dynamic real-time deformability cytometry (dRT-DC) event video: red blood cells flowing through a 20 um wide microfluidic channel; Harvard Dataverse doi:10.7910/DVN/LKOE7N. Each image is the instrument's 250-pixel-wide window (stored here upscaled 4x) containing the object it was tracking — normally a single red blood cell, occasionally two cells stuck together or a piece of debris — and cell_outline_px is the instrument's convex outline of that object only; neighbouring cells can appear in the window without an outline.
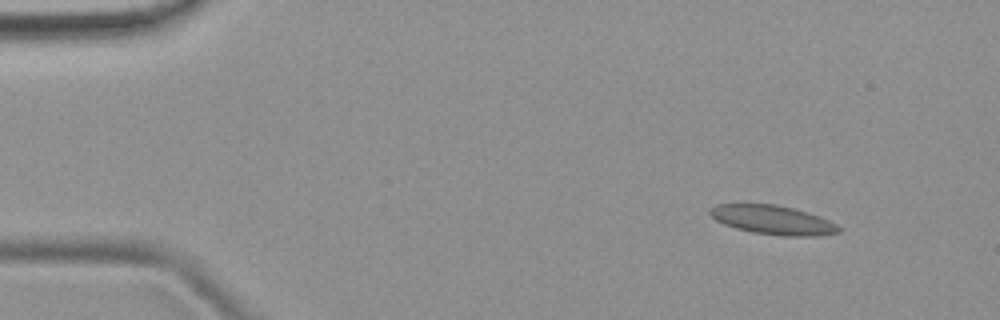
{"species": "common noctule bat (a hibernating species)", "species_latin": "Nyctalus noctula", "temperature_condition": "room temperature", "stored_images_in_passage": 4, "camera_frame_rate_fps": 3000, "um_per_image_px": 0.085, "animal": {"sex": "female", "body_mass_g": 19.9}, "frame": {"image": 1, "passage_image": 1, "time_ms": 0.0, "image_size_px": [1000, 320], "cell_outline_px": [[840, 232], [816, 236], [784, 236], [752, 232], [736, 228], [724, 224], [716, 220], [708, 212], [716, 204], [776, 204], [792, 208], [820, 216], [836, 224], [840, 228]], "centroid_in_image_um": [65.69, 18.69], "position_along_channel_um": 19.3, "area_um2": 21.62}}
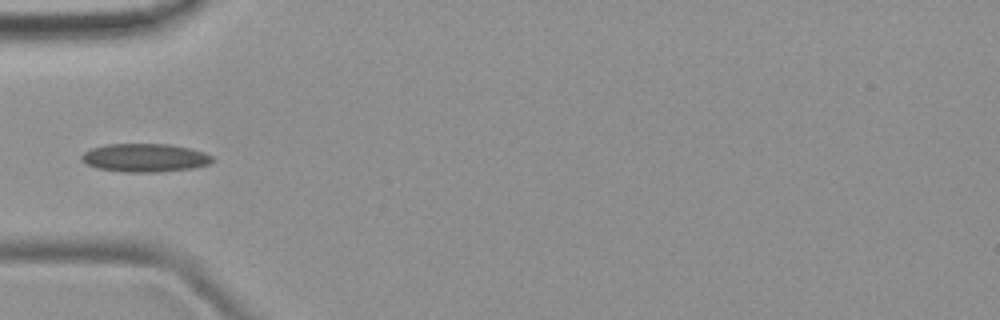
{"frame": {"image": 2, "passage_image": 4, "time_ms": 3.667, "image_size_px": [1000, 320], "cell_outline_px": [[216, 160], [208, 164], [192, 168], [160, 172], [124, 172], [96, 168], [80, 160], [80, 156], [84, 152], [92, 148], [108, 144], [168, 144], [188, 148], [204, 152], [212, 156]], "centroid_in_image_um": [12.31, 13.41], "position_along_channel_um": 72.7, "area_um2": 21.62}}